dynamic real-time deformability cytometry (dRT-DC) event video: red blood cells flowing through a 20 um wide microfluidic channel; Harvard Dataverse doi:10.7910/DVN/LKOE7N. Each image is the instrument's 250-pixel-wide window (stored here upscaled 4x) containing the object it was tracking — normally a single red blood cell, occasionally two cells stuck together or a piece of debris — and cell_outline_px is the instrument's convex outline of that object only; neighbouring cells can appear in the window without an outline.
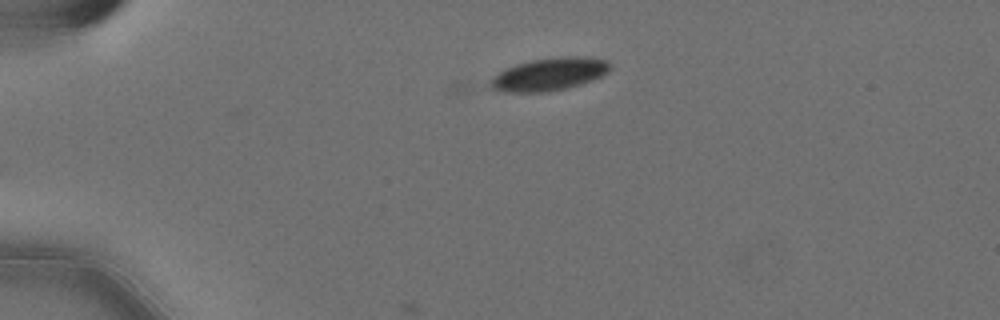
{"species": "Egyptian fruit bat (a non-hibernating species)", "species_latin": "Rousettus aegyptiacus", "temperature_condition": "cold", "stored_images_in_passage": 7, "camera_frame_rate_fps": 3000, "um_per_image_px": 0.085, "animal": {"sex": "female"}, "frame": {"image": 1, "passage_image": 1, "time_ms": 0.0, "image_size_px": [1000, 320], "cell_outline_px": [[608, 72], [592, 80], [580, 84], [564, 88], [544, 92], [496, 92], [488, 84], [504, 68], [516, 64], [532, 60], [560, 56], [584, 56], [608, 60]], "centroid_in_image_um": [46.66, 6.3], "position_along_channel_um": 38.3, "area_um2": 22.66}}